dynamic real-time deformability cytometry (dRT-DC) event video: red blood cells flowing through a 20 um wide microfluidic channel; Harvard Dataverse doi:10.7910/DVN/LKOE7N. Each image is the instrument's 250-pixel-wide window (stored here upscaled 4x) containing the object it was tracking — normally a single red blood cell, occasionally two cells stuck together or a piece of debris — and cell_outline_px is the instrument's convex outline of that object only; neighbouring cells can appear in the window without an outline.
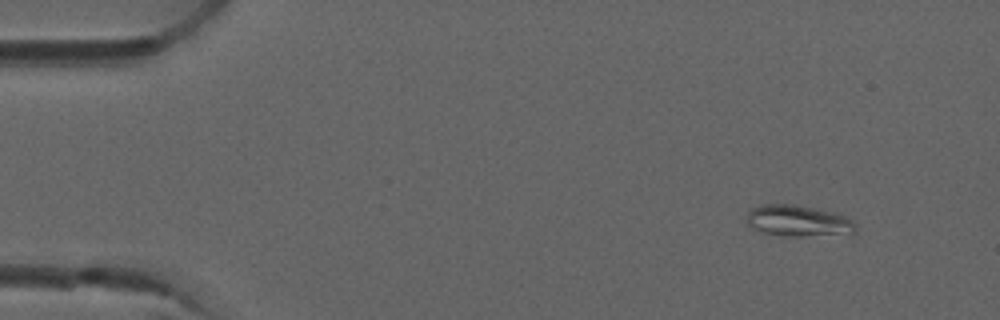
{"species": "common noctule bat (a hibernating species)", "species_latin": "Nyctalus noctula", "temperature_condition": "room temperature", "stored_images_in_passage": 4, "camera_frame_rate_fps": 3000, "um_per_image_px": 0.085, "animal": {"sex": "male", "forearm_length_mm": 52.5}, "frame": {"image": 1, "passage_image": 1, "time_ms": 0.0, "image_size_px": [1000, 320], "cell_outline_px": [[856, 232], [852, 236], [784, 236], [764, 232], [752, 228], [748, 224], [748, 212], [752, 208], [760, 204], [792, 204], [836, 212], [852, 220], [856, 224]], "centroid_in_image_um": [67.95, 18.8], "position_along_channel_um": 17.0, "area_um2": 20.35}}